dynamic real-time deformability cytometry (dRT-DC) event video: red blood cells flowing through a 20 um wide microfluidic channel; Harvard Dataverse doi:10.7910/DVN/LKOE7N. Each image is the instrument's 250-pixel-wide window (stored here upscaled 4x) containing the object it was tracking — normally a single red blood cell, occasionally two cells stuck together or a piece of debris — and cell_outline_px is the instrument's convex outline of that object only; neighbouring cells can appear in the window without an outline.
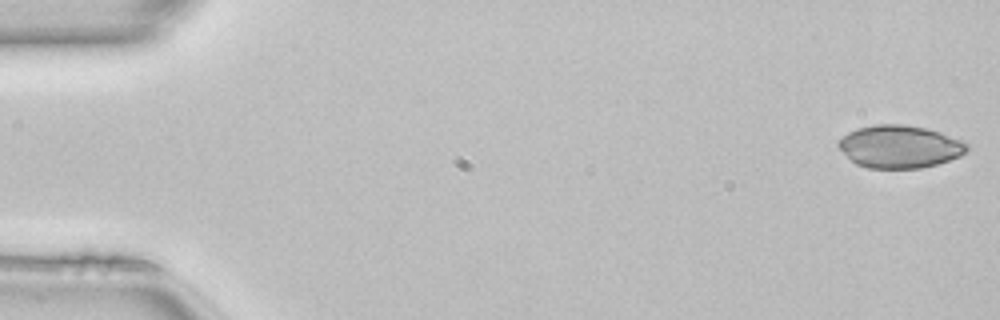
{"species": "common noctule bat (a hibernating species)", "species_latin": "Nyctalus noctula", "temperature_condition": "room temperature", "stored_images_in_passage": 49, "camera_frame_rate_fps": 3000, "um_per_image_px": 0.085, "animal": {"sex": "female", "body_mass_g": 22.7, "forearm_length_mm": 54.2}, "frame": {"image": 1, "passage_image": 1, "time_ms": 0.0, "image_size_px": [1000, 320], "cell_outline_px": [[968, 148], [960, 156], [936, 164], [920, 168], [868, 168], [856, 164], [836, 144], [836, 140], [848, 132], [856, 128], [872, 124], [904, 124], [928, 128], [964, 140], [968, 144]], "centroid_in_image_um": [76.46, 12.44], "position_along_channel_um": 8.5, "area_um2": 32.14}}
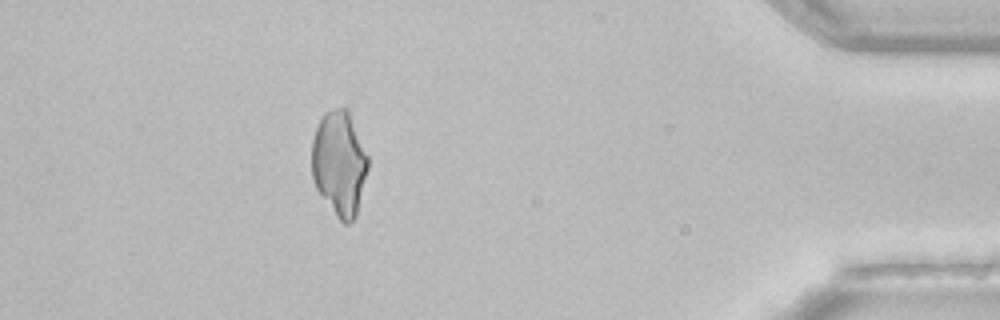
{"frame": {"image": 2, "passage_image": 44, "time_ms": 14.333, "image_size_px": [1000, 320], "cell_outline_px": [[368, 168], [356, 216], [348, 224], [344, 224], [336, 216], [316, 188], [312, 180], [312, 140], [316, 128], [324, 112], [344, 104], [348, 108], [368, 156]], "centroid_in_image_um": [28.84, 13.84], "position_along_channel_um": 406.4, "area_um2": 34.51}}